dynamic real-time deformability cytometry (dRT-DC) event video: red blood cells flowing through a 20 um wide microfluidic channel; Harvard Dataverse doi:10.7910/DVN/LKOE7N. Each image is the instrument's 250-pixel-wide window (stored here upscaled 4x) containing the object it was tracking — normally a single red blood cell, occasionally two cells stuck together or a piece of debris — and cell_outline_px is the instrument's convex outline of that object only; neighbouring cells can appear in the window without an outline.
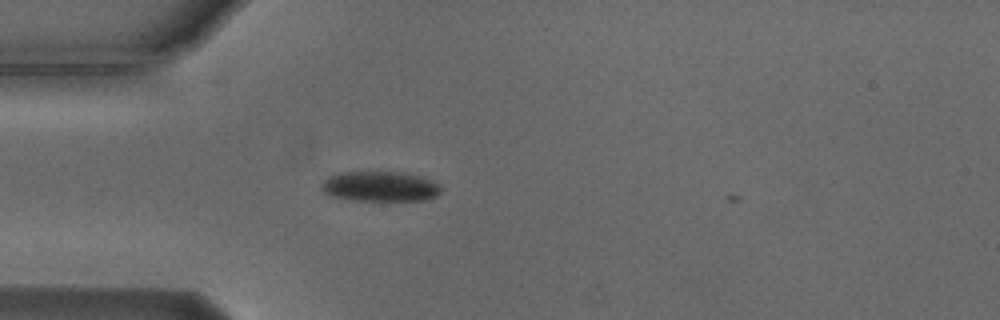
{"species": "Egyptian fruit bat (a non-hibernating species)", "species_latin": "Rousettus aegyptiacus", "temperature_condition": "cold", "stored_images_in_passage": 3, "camera_frame_rate_fps": 3000, "um_per_image_px": 0.085, "animal": {"sex": "male"}, "frame": {"image": 1, "passage_image": 2, "time_ms": 0.333, "image_size_px": [1000, 320], "cell_outline_px": [[440, 192], [436, 196], [428, 200], [352, 200], [332, 196], [324, 192], [320, 188], [320, 184], [328, 176], [340, 172], [400, 172], [420, 176], [432, 180], [440, 184]], "centroid_in_image_um": [32.3, 15.84], "position_along_channel_um": 52.7, "area_um2": 21.04}}